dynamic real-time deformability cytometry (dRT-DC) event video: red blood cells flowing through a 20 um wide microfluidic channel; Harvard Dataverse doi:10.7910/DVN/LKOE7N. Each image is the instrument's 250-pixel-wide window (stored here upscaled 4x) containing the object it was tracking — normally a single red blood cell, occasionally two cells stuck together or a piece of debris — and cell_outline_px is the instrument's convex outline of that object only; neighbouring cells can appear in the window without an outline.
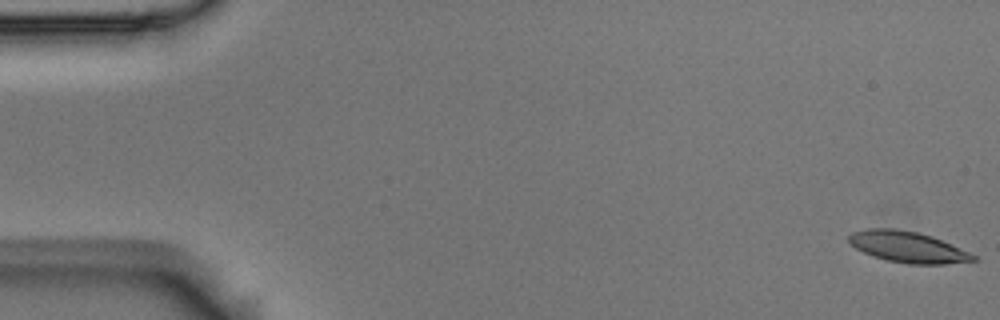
{"species": "Egyptian fruit bat (a non-hibernating species)", "species_latin": "Rousettus aegyptiacus", "temperature_condition": "room temperature", "stored_images_in_passage": 40, "camera_frame_rate_fps": 3000, "um_per_image_px": 0.085, "animal": {"sex": "male"}, "frame": {"image": 1, "passage_image": 1, "time_ms": 0.0, "image_size_px": [1000, 320], "cell_outline_px": [[976, 260], [944, 264], [908, 264], [888, 260], [872, 256], [856, 248], [848, 240], [848, 236], [852, 232], [864, 228], [896, 228], [916, 232], [932, 236], [968, 252], [976, 256]], "centroid_in_image_um": [77.11, 20.98], "position_along_channel_um": 7.9, "area_um2": 22.31}}
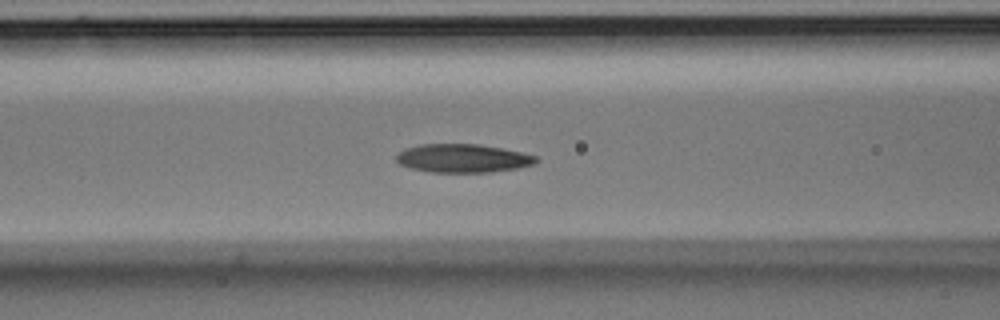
{"frame": {"image": 2, "passage_image": 23, "time_ms": 7.333, "image_size_px": [1000, 320], "cell_outline_px": [[540, 160], [536, 164], [516, 168], [492, 172], [432, 172], [412, 168], [400, 164], [396, 160], [396, 156], [404, 148], [420, 144], [480, 144], [520, 152], [536, 156]], "centroid_in_image_um": [39.35, 13.45], "position_along_channel_um": 127.2, "area_um2": 23.12}}
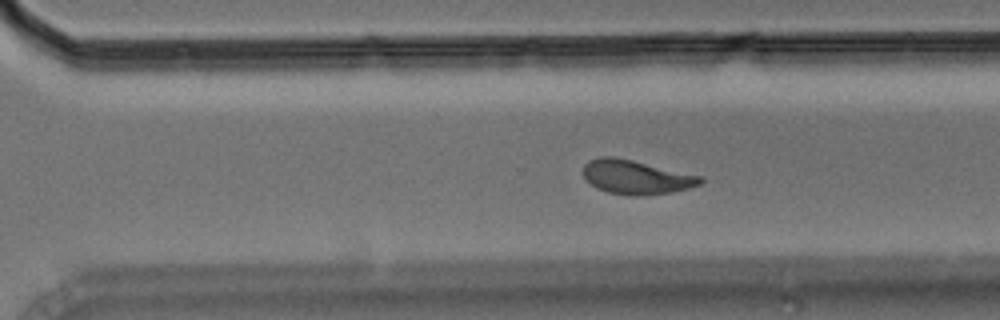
{"frame": {"image": 3, "passage_image": 39, "time_ms": 12.667, "image_size_px": [1000, 320], "cell_outline_px": [[704, 184], [672, 192], [640, 196], [628, 196], [608, 192], [596, 188], [584, 180], [584, 164], [588, 160], [600, 156], [612, 156], [632, 160], [704, 176]], "centroid_in_image_um": [54.09, 15.06], "position_along_channel_um": 316.5, "area_um2": 23.64}}